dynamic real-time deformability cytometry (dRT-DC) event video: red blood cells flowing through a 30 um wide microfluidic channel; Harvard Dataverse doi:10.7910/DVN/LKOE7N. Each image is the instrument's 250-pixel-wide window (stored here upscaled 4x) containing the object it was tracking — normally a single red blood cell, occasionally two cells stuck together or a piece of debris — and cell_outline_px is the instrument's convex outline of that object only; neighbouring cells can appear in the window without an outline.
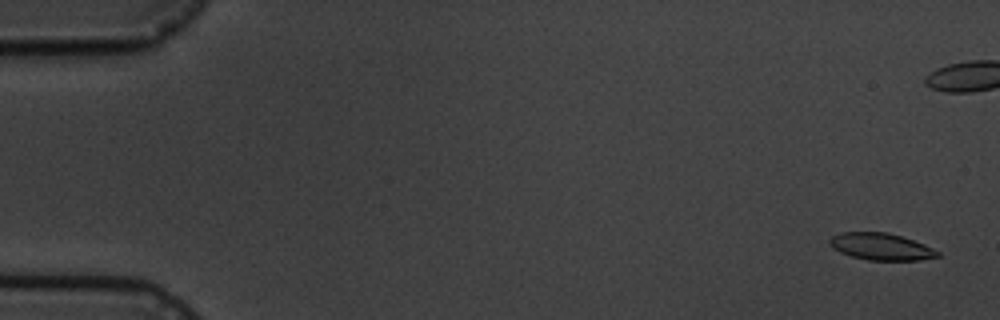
{"species": "common noctule bat (a hibernating species)", "species_latin": "Nyctalus noctula", "temperature_condition": "cold", "stored_images_in_passage": 16, "camera_frame_rate_fps": 3000, "um_per_image_px": 0.085, "animal": {"sex": "male", "body_mass_g": 19.5, "forearm_length_mm": 54.6}, "frame": {"image": 1, "passage_image": 1, "time_ms": 0.0, "image_size_px": [1000, 320], "cell_outline_px": [[940, 256], [920, 260], [868, 260], [852, 256], [840, 252], [828, 240], [832, 236], [840, 232], [888, 232], [924, 244], [940, 252]], "centroid_in_image_um": [74.91, 20.96], "position_along_channel_um": 10.1, "area_um2": 16.7}}